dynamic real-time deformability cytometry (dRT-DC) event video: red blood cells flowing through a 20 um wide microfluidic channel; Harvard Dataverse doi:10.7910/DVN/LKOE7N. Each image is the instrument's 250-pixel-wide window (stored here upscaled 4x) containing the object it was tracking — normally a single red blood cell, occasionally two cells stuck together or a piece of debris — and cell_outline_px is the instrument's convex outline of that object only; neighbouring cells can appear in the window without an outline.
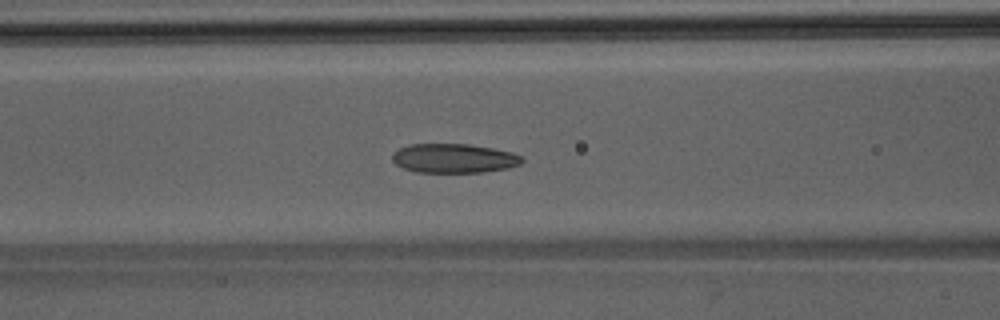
{"species": "Egyptian fruit bat (a non-hibernating species)", "species_latin": "Rousettus aegyptiacus", "temperature_condition": "room temperature", "stored_images_in_passage": 37, "segment_of_instrument_passage": [1, 2], "camera_frame_rate_fps": 3000, "um_per_image_px": 0.085, "animal": {"sex": "male"}, "frame": {"image": 1, "passage_image": 7, "time_ms": 2.0, "image_size_px": [1000, 320], "cell_outline_px": [[524, 160], [520, 164], [508, 168], [484, 172], [416, 172], [404, 168], [396, 164], [392, 160], [392, 156], [400, 148], [412, 144], [468, 144], [492, 148], [512, 152], [524, 156]], "centroid_in_image_um": [38.63, 13.46], "position_along_channel_um": 128.0, "area_um2": 22.02}}
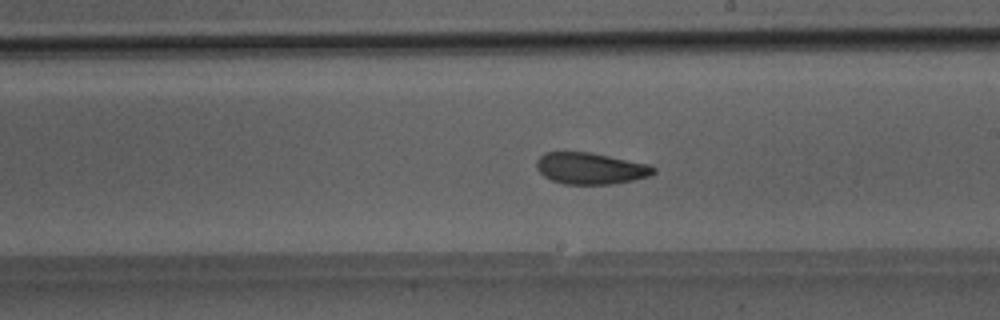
{"frame": {"image": 2, "passage_image": 15, "time_ms": 4.667, "image_size_px": [1000, 320], "cell_outline_px": [[656, 172], [652, 176], [612, 184], [564, 184], [552, 180], [544, 176], [536, 168], [536, 160], [544, 152], [588, 152], [652, 164], [656, 168]], "centroid_in_image_um": [50.23, 14.31], "position_along_channel_um": 238.8, "area_um2": 21.68}}
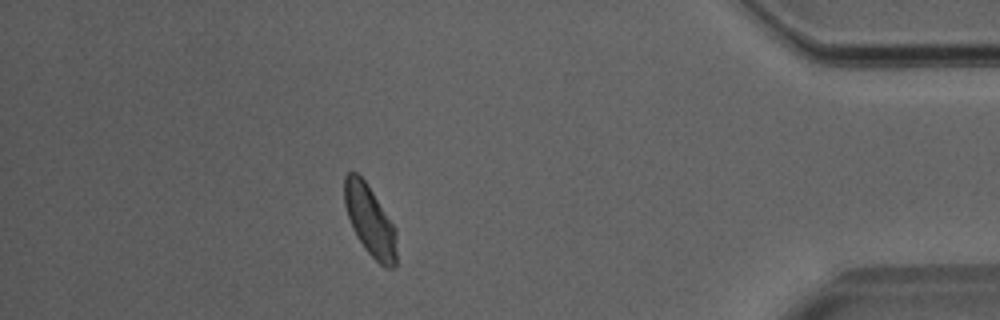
{"frame": {"image": 3, "passage_image": 30, "time_ms": 9.667, "image_size_px": [1000, 320], "cell_outline_px": [[396, 264], [392, 268], [384, 268], [364, 248], [356, 236], [352, 228], [344, 204], [344, 176], [348, 172], [356, 172], [364, 180], [396, 228]], "centroid_in_image_um": [31.44, 18.77], "position_along_channel_um": 403.8, "area_um2": 21.33}}